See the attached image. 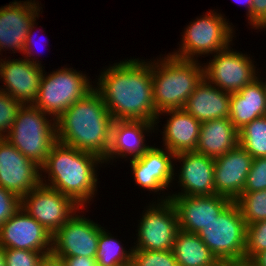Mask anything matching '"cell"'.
<instances>
[{
    "mask_svg": "<svg viewBox=\"0 0 266 266\" xmlns=\"http://www.w3.org/2000/svg\"><path fill=\"white\" fill-rule=\"evenodd\" d=\"M43 66L27 59L0 58V79L4 82L0 90L7 93L22 105L33 104L38 95Z\"/></svg>",
    "mask_w": 266,
    "mask_h": 266,
    "instance_id": "e0dca14e",
    "label": "cell"
},
{
    "mask_svg": "<svg viewBox=\"0 0 266 266\" xmlns=\"http://www.w3.org/2000/svg\"><path fill=\"white\" fill-rule=\"evenodd\" d=\"M220 266H249L247 263H241V264H221Z\"/></svg>",
    "mask_w": 266,
    "mask_h": 266,
    "instance_id": "7bdbcfd3",
    "label": "cell"
},
{
    "mask_svg": "<svg viewBox=\"0 0 266 266\" xmlns=\"http://www.w3.org/2000/svg\"><path fill=\"white\" fill-rule=\"evenodd\" d=\"M21 207V199L0 186V227Z\"/></svg>",
    "mask_w": 266,
    "mask_h": 266,
    "instance_id": "e575fe53",
    "label": "cell"
},
{
    "mask_svg": "<svg viewBox=\"0 0 266 266\" xmlns=\"http://www.w3.org/2000/svg\"><path fill=\"white\" fill-rule=\"evenodd\" d=\"M238 4H242L246 8L248 23L252 26V2L253 0H234Z\"/></svg>",
    "mask_w": 266,
    "mask_h": 266,
    "instance_id": "ab89813d",
    "label": "cell"
},
{
    "mask_svg": "<svg viewBox=\"0 0 266 266\" xmlns=\"http://www.w3.org/2000/svg\"><path fill=\"white\" fill-rule=\"evenodd\" d=\"M21 208L52 236L81 209L70 197L43 183L21 199Z\"/></svg>",
    "mask_w": 266,
    "mask_h": 266,
    "instance_id": "30bf717a",
    "label": "cell"
},
{
    "mask_svg": "<svg viewBox=\"0 0 266 266\" xmlns=\"http://www.w3.org/2000/svg\"><path fill=\"white\" fill-rule=\"evenodd\" d=\"M40 8L36 0H14L0 7V52H23L28 30L34 19H39Z\"/></svg>",
    "mask_w": 266,
    "mask_h": 266,
    "instance_id": "2e32d148",
    "label": "cell"
},
{
    "mask_svg": "<svg viewBox=\"0 0 266 266\" xmlns=\"http://www.w3.org/2000/svg\"><path fill=\"white\" fill-rule=\"evenodd\" d=\"M174 157L167 148L151 146L143 155L130 159L136 185L150 193L162 191L163 195L157 200L170 199L169 194L166 196L163 191L168 190L172 186L170 184L177 180L174 177Z\"/></svg>",
    "mask_w": 266,
    "mask_h": 266,
    "instance_id": "4fadbf2b",
    "label": "cell"
},
{
    "mask_svg": "<svg viewBox=\"0 0 266 266\" xmlns=\"http://www.w3.org/2000/svg\"><path fill=\"white\" fill-rule=\"evenodd\" d=\"M113 121L105 102L93 89L56 120L57 141L104 160L110 148Z\"/></svg>",
    "mask_w": 266,
    "mask_h": 266,
    "instance_id": "7a4b0ae2",
    "label": "cell"
},
{
    "mask_svg": "<svg viewBox=\"0 0 266 266\" xmlns=\"http://www.w3.org/2000/svg\"><path fill=\"white\" fill-rule=\"evenodd\" d=\"M246 227L239 207L231 201L197 235L221 264H241L245 263Z\"/></svg>",
    "mask_w": 266,
    "mask_h": 266,
    "instance_id": "8992f818",
    "label": "cell"
},
{
    "mask_svg": "<svg viewBox=\"0 0 266 266\" xmlns=\"http://www.w3.org/2000/svg\"><path fill=\"white\" fill-rule=\"evenodd\" d=\"M259 76L238 92L230 94L228 118L238 131L254 119L266 116V96Z\"/></svg>",
    "mask_w": 266,
    "mask_h": 266,
    "instance_id": "cb8c5ba5",
    "label": "cell"
},
{
    "mask_svg": "<svg viewBox=\"0 0 266 266\" xmlns=\"http://www.w3.org/2000/svg\"><path fill=\"white\" fill-rule=\"evenodd\" d=\"M228 22L224 14L210 10L189 23L181 35L180 47L169 54L183 60H198L202 55L208 56L226 49L233 44L235 34V26Z\"/></svg>",
    "mask_w": 266,
    "mask_h": 266,
    "instance_id": "52a82bcc",
    "label": "cell"
},
{
    "mask_svg": "<svg viewBox=\"0 0 266 266\" xmlns=\"http://www.w3.org/2000/svg\"><path fill=\"white\" fill-rule=\"evenodd\" d=\"M155 123L148 121L115 120L112 124L110 148L103 163L117 158L133 159L143 155L151 146L146 144V134L155 130ZM129 155V156H128Z\"/></svg>",
    "mask_w": 266,
    "mask_h": 266,
    "instance_id": "44dd1931",
    "label": "cell"
},
{
    "mask_svg": "<svg viewBox=\"0 0 266 266\" xmlns=\"http://www.w3.org/2000/svg\"><path fill=\"white\" fill-rule=\"evenodd\" d=\"M21 106L19 101L0 90V138H5L10 131Z\"/></svg>",
    "mask_w": 266,
    "mask_h": 266,
    "instance_id": "1f68e13d",
    "label": "cell"
},
{
    "mask_svg": "<svg viewBox=\"0 0 266 266\" xmlns=\"http://www.w3.org/2000/svg\"><path fill=\"white\" fill-rule=\"evenodd\" d=\"M153 100L158 113L168 109H183L189 96L204 78L203 64L198 60H183L169 53L151 60Z\"/></svg>",
    "mask_w": 266,
    "mask_h": 266,
    "instance_id": "277c9868",
    "label": "cell"
},
{
    "mask_svg": "<svg viewBox=\"0 0 266 266\" xmlns=\"http://www.w3.org/2000/svg\"><path fill=\"white\" fill-rule=\"evenodd\" d=\"M0 246L41 253L52 252V235L32 216L20 209L0 227Z\"/></svg>",
    "mask_w": 266,
    "mask_h": 266,
    "instance_id": "9a60e30c",
    "label": "cell"
},
{
    "mask_svg": "<svg viewBox=\"0 0 266 266\" xmlns=\"http://www.w3.org/2000/svg\"><path fill=\"white\" fill-rule=\"evenodd\" d=\"M40 183V166L0 138V186L22 199Z\"/></svg>",
    "mask_w": 266,
    "mask_h": 266,
    "instance_id": "5bb4252c",
    "label": "cell"
},
{
    "mask_svg": "<svg viewBox=\"0 0 266 266\" xmlns=\"http://www.w3.org/2000/svg\"><path fill=\"white\" fill-rule=\"evenodd\" d=\"M41 253L23 249H4L5 266H38L45 255Z\"/></svg>",
    "mask_w": 266,
    "mask_h": 266,
    "instance_id": "d6a6232c",
    "label": "cell"
},
{
    "mask_svg": "<svg viewBox=\"0 0 266 266\" xmlns=\"http://www.w3.org/2000/svg\"><path fill=\"white\" fill-rule=\"evenodd\" d=\"M90 80L86 73L66 66L48 74L44 70L33 105L57 120L66 109L94 89Z\"/></svg>",
    "mask_w": 266,
    "mask_h": 266,
    "instance_id": "ba28073f",
    "label": "cell"
},
{
    "mask_svg": "<svg viewBox=\"0 0 266 266\" xmlns=\"http://www.w3.org/2000/svg\"><path fill=\"white\" fill-rule=\"evenodd\" d=\"M235 202L240 209L246 226L266 220V189L242 193Z\"/></svg>",
    "mask_w": 266,
    "mask_h": 266,
    "instance_id": "f1b7e54d",
    "label": "cell"
},
{
    "mask_svg": "<svg viewBox=\"0 0 266 266\" xmlns=\"http://www.w3.org/2000/svg\"><path fill=\"white\" fill-rule=\"evenodd\" d=\"M100 74L94 89L114 121L156 122L158 112L153 100L151 60H122L104 68Z\"/></svg>",
    "mask_w": 266,
    "mask_h": 266,
    "instance_id": "6da1fadb",
    "label": "cell"
},
{
    "mask_svg": "<svg viewBox=\"0 0 266 266\" xmlns=\"http://www.w3.org/2000/svg\"><path fill=\"white\" fill-rule=\"evenodd\" d=\"M179 222V229L197 234L232 201L222 195L170 196Z\"/></svg>",
    "mask_w": 266,
    "mask_h": 266,
    "instance_id": "d6986e66",
    "label": "cell"
},
{
    "mask_svg": "<svg viewBox=\"0 0 266 266\" xmlns=\"http://www.w3.org/2000/svg\"><path fill=\"white\" fill-rule=\"evenodd\" d=\"M261 81H262L264 93H265V96H266V81L265 82H263V80H261Z\"/></svg>",
    "mask_w": 266,
    "mask_h": 266,
    "instance_id": "ee69618b",
    "label": "cell"
},
{
    "mask_svg": "<svg viewBox=\"0 0 266 266\" xmlns=\"http://www.w3.org/2000/svg\"><path fill=\"white\" fill-rule=\"evenodd\" d=\"M172 251L178 266H220L202 239L195 233L178 230Z\"/></svg>",
    "mask_w": 266,
    "mask_h": 266,
    "instance_id": "484cf974",
    "label": "cell"
},
{
    "mask_svg": "<svg viewBox=\"0 0 266 266\" xmlns=\"http://www.w3.org/2000/svg\"><path fill=\"white\" fill-rule=\"evenodd\" d=\"M239 145L252 157H266V116L254 119L239 131Z\"/></svg>",
    "mask_w": 266,
    "mask_h": 266,
    "instance_id": "83f0119b",
    "label": "cell"
},
{
    "mask_svg": "<svg viewBox=\"0 0 266 266\" xmlns=\"http://www.w3.org/2000/svg\"><path fill=\"white\" fill-rule=\"evenodd\" d=\"M249 266H266V250L259 253L250 263Z\"/></svg>",
    "mask_w": 266,
    "mask_h": 266,
    "instance_id": "60d3db41",
    "label": "cell"
},
{
    "mask_svg": "<svg viewBox=\"0 0 266 266\" xmlns=\"http://www.w3.org/2000/svg\"><path fill=\"white\" fill-rule=\"evenodd\" d=\"M181 164L178 175V186L181 191L169 196H203L214 195V158L195 151L176 154L174 161ZM179 176V177H178Z\"/></svg>",
    "mask_w": 266,
    "mask_h": 266,
    "instance_id": "ac0fdd59",
    "label": "cell"
},
{
    "mask_svg": "<svg viewBox=\"0 0 266 266\" xmlns=\"http://www.w3.org/2000/svg\"><path fill=\"white\" fill-rule=\"evenodd\" d=\"M266 189V157L255 158L247 175L243 193Z\"/></svg>",
    "mask_w": 266,
    "mask_h": 266,
    "instance_id": "836d02e7",
    "label": "cell"
},
{
    "mask_svg": "<svg viewBox=\"0 0 266 266\" xmlns=\"http://www.w3.org/2000/svg\"><path fill=\"white\" fill-rule=\"evenodd\" d=\"M212 57L203 65L204 78L223 91L238 92L257 78L259 72L255 61L241 51H234L231 46Z\"/></svg>",
    "mask_w": 266,
    "mask_h": 266,
    "instance_id": "8fae6325",
    "label": "cell"
},
{
    "mask_svg": "<svg viewBox=\"0 0 266 266\" xmlns=\"http://www.w3.org/2000/svg\"><path fill=\"white\" fill-rule=\"evenodd\" d=\"M38 266H65L63 260L52 253L45 255Z\"/></svg>",
    "mask_w": 266,
    "mask_h": 266,
    "instance_id": "f35d334b",
    "label": "cell"
},
{
    "mask_svg": "<svg viewBox=\"0 0 266 266\" xmlns=\"http://www.w3.org/2000/svg\"><path fill=\"white\" fill-rule=\"evenodd\" d=\"M131 266H178L172 250H133Z\"/></svg>",
    "mask_w": 266,
    "mask_h": 266,
    "instance_id": "4dcf8cb0",
    "label": "cell"
},
{
    "mask_svg": "<svg viewBox=\"0 0 266 266\" xmlns=\"http://www.w3.org/2000/svg\"><path fill=\"white\" fill-rule=\"evenodd\" d=\"M252 26V28L256 30H266V0H253Z\"/></svg>",
    "mask_w": 266,
    "mask_h": 266,
    "instance_id": "d590c367",
    "label": "cell"
},
{
    "mask_svg": "<svg viewBox=\"0 0 266 266\" xmlns=\"http://www.w3.org/2000/svg\"><path fill=\"white\" fill-rule=\"evenodd\" d=\"M239 145V133L229 118H218L201 124L195 152L211 158L222 156Z\"/></svg>",
    "mask_w": 266,
    "mask_h": 266,
    "instance_id": "d4e9b609",
    "label": "cell"
},
{
    "mask_svg": "<svg viewBox=\"0 0 266 266\" xmlns=\"http://www.w3.org/2000/svg\"><path fill=\"white\" fill-rule=\"evenodd\" d=\"M0 266H5L4 248L0 246Z\"/></svg>",
    "mask_w": 266,
    "mask_h": 266,
    "instance_id": "b9f144b4",
    "label": "cell"
},
{
    "mask_svg": "<svg viewBox=\"0 0 266 266\" xmlns=\"http://www.w3.org/2000/svg\"><path fill=\"white\" fill-rule=\"evenodd\" d=\"M49 116L33 104L22 105L4 138L40 167L57 142L56 120Z\"/></svg>",
    "mask_w": 266,
    "mask_h": 266,
    "instance_id": "5b68a950",
    "label": "cell"
},
{
    "mask_svg": "<svg viewBox=\"0 0 266 266\" xmlns=\"http://www.w3.org/2000/svg\"><path fill=\"white\" fill-rule=\"evenodd\" d=\"M230 94L203 78L189 96L183 109L201 123L218 118H228Z\"/></svg>",
    "mask_w": 266,
    "mask_h": 266,
    "instance_id": "603a6c76",
    "label": "cell"
},
{
    "mask_svg": "<svg viewBox=\"0 0 266 266\" xmlns=\"http://www.w3.org/2000/svg\"><path fill=\"white\" fill-rule=\"evenodd\" d=\"M108 230L103 228L99 234L96 251L97 266H126L131 263L133 247L124 248ZM128 251H127V250Z\"/></svg>",
    "mask_w": 266,
    "mask_h": 266,
    "instance_id": "4316f807",
    "label": "cell"
},
{
    "mask_svg": "<svg viewBox=\"0 0 266 266\" xmlns=\"http://www.w3.org/2000/svg\"><path fill=\"white\" fill-rule=\"evenodd\" d=\"M253 157L240 145L214 159L215 194L235 201L242 193Z\"/></svg>",
    "mask_w": 266,
    "mask_h": 266,
    "instance_id": "ffe728a7",
    "label": "cell"
},
{
    "mask_svg": "<svg viewBox=\"0 0 266 266\" xmlns=\"http://www.w3.org/2000/svg\"><path fill=\"white\" fill-rule=\"evenodd\" d=\"M266 250V220L246 227L245 263L249 264L259 253Z\"/></svg>",
    "mask_w": 266,
    "mask_h": 266,
    "instance_id": "f546056e",
    "label": "cell"
},
{
    "mask_svg": "<svg viewBox=\"0 0 266 266\" xmlns=\"http://www.w3.org/2000/svg\"><path fill=\"white\" fill-rule=\"evenodd\" d=\"M61 258L65 266H97L95 257L56 256Z\"/></svg>",
    "mask_w": 266,
    "mask_h": 266,
    "instance_id": "74e56055",
    "label": "cell"
},
{
    "mask_svg": "<svg viewBox=\"0 0 266 266\" xmlns=\"http://www.w3.org/2000/svg\"><path fill=\"white\" fill-rule=\"evenodd\" d=\"M84 209H79L77 214L52 236L51 253L54 256H96L99 234L104 227L89 217L86 218L84 211L80 212Z\"/></svg>",
    "mask_w": 266,
    "mask_h": 266,
    "instance_id": "7c38bea8",
    "label": "cell"
},
{
    "mask_svg": "<svg viewBox=\"0 0 266 266\" xmlns=\"http://www.w3.org/2000/svg\"><path fill=\"white\" fill-rule=\"evenodd\" d=\"M155 203V204H154ZM146 206L138 220L136 243L133 250H172L179 230L178 215L170 199L157 200ZM148 207V208H147Z\"/></svg>",
    "mask_w": 266,
    "mask_h": 266,
    "instance_id": "9c48e42d",
    "label": "cell"
},
{
    "mask_svg": "<svg viewBox=\"0 0 266 266\" xmlns=\"http://www.w3.org/2000/svg\"><path fill=\"white\" fill-rule=\"evenodd\" d=\"M99 164H104L99 156L57 141L40 167L41 183L70 197L81 208H86L98 191L96 172ZM42 172L48 177L43 176Z\"/></svg>",
    "mask_w": 266,
    "mask_h": 266,
    "instance_id": "3957f363",
    "label": "cell"
},
{
    "mask_svg": "<svg viewBox=\"0 0 266 266\" xmlns=\"http://www.w3.org/2000/svg\"><path fill=\"white\" fill-rule=\"evenodd\" d=\"M35 21H37L36 19H34V21L31 23V26H30V28H29V30H28V34H27V36H26V40H25V45H24V48H23V52H22V54L23 55H25V56H23V58H25V59H27L28 61H30V62H32V63H34V64H36V65H40V66H43L41 63V61L40 60H38L37 58H35V55H33V54H35V52L32 50V48H34L35 47V42H34V40H33V38L32 37H34V33H33V30H36L34 27H35V25H36V27H37V23L35 22ZM33 33V34H32ZM36 35V34H35ZM32 36V37H31ZM32 46H34V47H32ZM35 49V48H34ZM33 52V53H32ZM27 55V56H26ZM34 56V58H33V56ZM37 59V60H36ZM40 62V63H39Z\"/></svg>",
    "mask_w": 266,
    "mask_h": 266,
    "instance_id": "8d00e7d4",
    "label": "cell"
},
{
    "mask_svg": "<svg viewBox=\"0 0 266 266\" xmlns=\"http://www.w3.org/2000/svg\"><path fill=\"white\" fill-rule=\"evenodd\" d=\"M162 114L170 116L167 118L162 132L164 148H167L174 155L195 151L202 123L184 109H168L158 113L155 127L161 122L159 117Z\"/></svg>",
    "mask_w": 266,
    "mask_h": 266,
    "instance_id": "7402d4cb",
    "label": "cell"
}]
</instances>
